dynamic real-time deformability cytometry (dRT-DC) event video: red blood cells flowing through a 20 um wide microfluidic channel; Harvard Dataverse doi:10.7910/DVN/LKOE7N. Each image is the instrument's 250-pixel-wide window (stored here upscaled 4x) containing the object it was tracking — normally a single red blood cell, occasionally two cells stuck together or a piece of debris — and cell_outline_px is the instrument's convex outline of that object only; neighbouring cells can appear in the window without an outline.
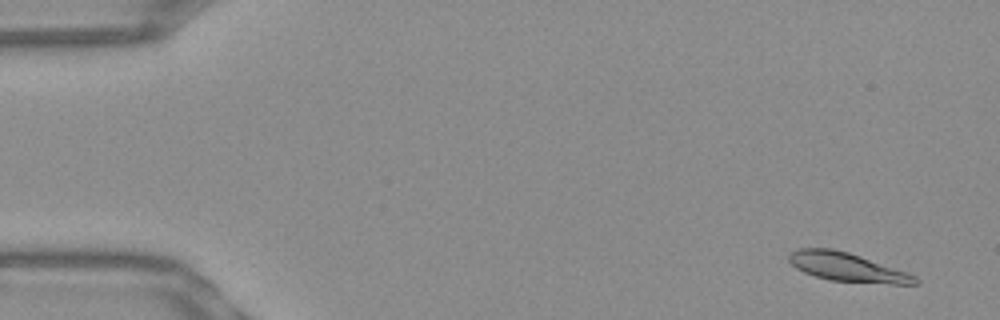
{"species": "Egyptian fruit bat (a non-hibernating species)", "species_latin": "Rousettus aegyptiacus", "temperature_condition": "warm", "stored_images_in_passage": 52, "camera_frame_rate_fps": 3000, "um_per_image_px": 0.085, "frame": {"image": 1, "passage_image": 3, "time_ms": 0.667, "image_size_px": [1000, 320], "cell_outline_px": [[920, 284], [892, 284], [828, 280], [804, 272], [796, 268], [788, 260], [788, 256], [792, 252], [800, 248], [832, 248], [848, 252], [860, 256], [916, 276], [920, 280]], "centroid_in_image_um": [72.0, 22.71], "position_along_channel_um": 13.0, "area_um2": 20.87}}
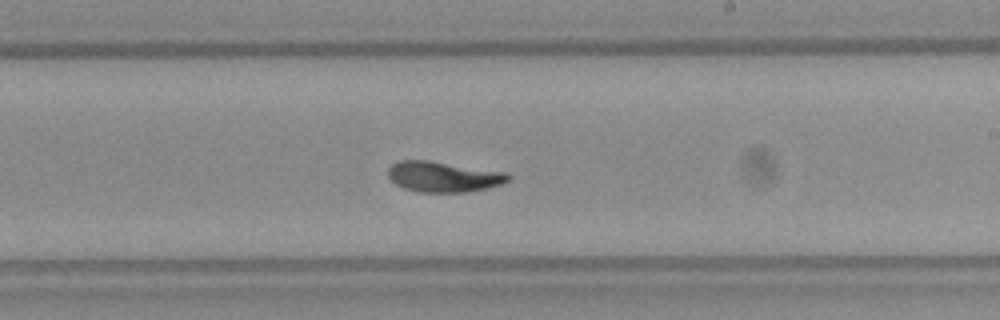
{"frame": {"image": 2, "passage_image": 31, "time_ms": 10.0, "image_size_px": [1000, 320], "cell_outline_px": [[512, 176], [508, 180], [500, 184], [488, 188], [468, 192], [420, 192], [404, 188], [396, 184], [388, 176], [388, 168], [392, 164], [400, 160], [428, 160], [508, 172]], "centroid_in_image_um": [37.71, 15.01], "position_along_channel_um": 251.3, "area_um2": 21.44}}
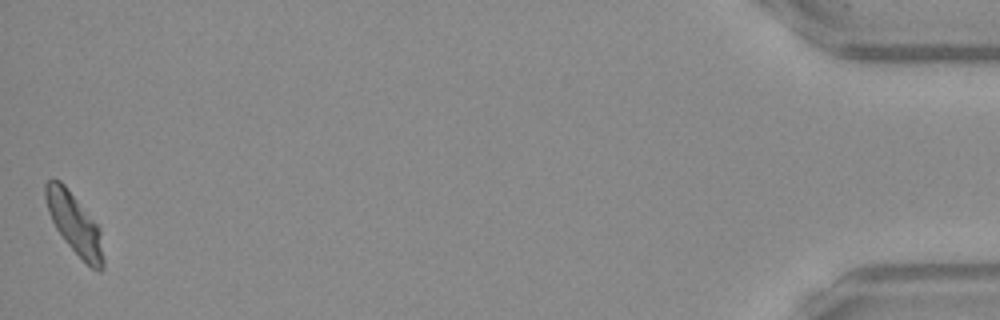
{"frame": {"image": 3, "passage_image": 52, "time_ms": 17.0, "image_size_px": [1000, 320], "cell_outline_px": [[104, 268], [100, 272], [92, 268], [64, 240], [56, 228], [48, 212], [44, 196], [44, 184], [48, 180], [60, 180], [64, 184], [100, 228], [104, 260]], "centroid_in_image_um": [6.33, 19.02], "position_along_channel_um": 428.9, "area_um2": 20.17}, "authors_computed_cell_mechanics": {"area_um2": 21.097, "velocity_mm_per_s": 3.87, "shape_relaxation_time_tau1_ms": 4.6934, "shape_relaxation_time_tau2_ms": 3.7491, "deformation_change_tau1": 0.1712, "deformation_change_tau2": 0.0782}}